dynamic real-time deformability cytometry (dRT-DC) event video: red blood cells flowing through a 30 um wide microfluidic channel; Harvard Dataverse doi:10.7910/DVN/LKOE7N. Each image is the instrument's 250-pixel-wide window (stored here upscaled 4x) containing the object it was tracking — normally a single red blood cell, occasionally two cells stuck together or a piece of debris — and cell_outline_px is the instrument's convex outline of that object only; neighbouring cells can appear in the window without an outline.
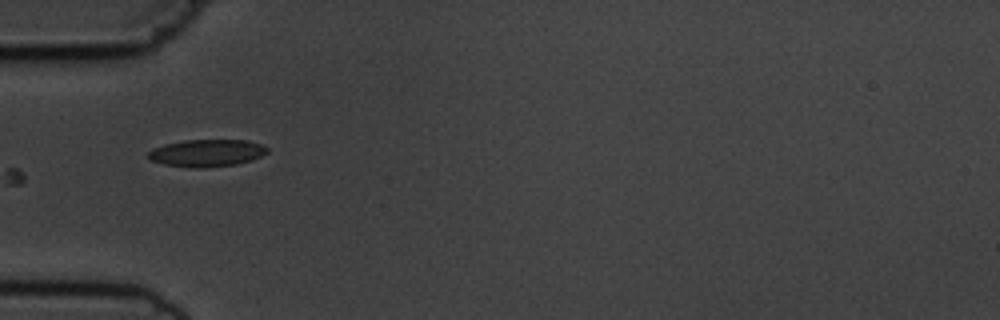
{"species": "common noctule bat (a hibernating species)", "species_latin": "Nyctalus noctula", "temperature_condition": "cold", "stored_images_in_passage": 9, "camera_frame_rate_fps": 3000, "um_per_image_px": 0.085, "animal": {"sex": "male", "body_mass_g": 19.5, "forearm_length_mm": 54.6}, "frame": {"image": 1, "passage_image": 7, "time_ms": 6.667, "image_size_px": [1000, 320], "cell_outline_px": [[268, 152], [252, 160], [236, 164], [204, 168], [192, 168], [164, 164], [148, 160], [148, 152], [152, 148], [164, 144], [184, 140], [248, 140], [260, 144], [268, 148]], "centroid_in_image_um": [17.54, 13.01], "position_along_channel_um": 67.5, "area_um2": 19.02}}
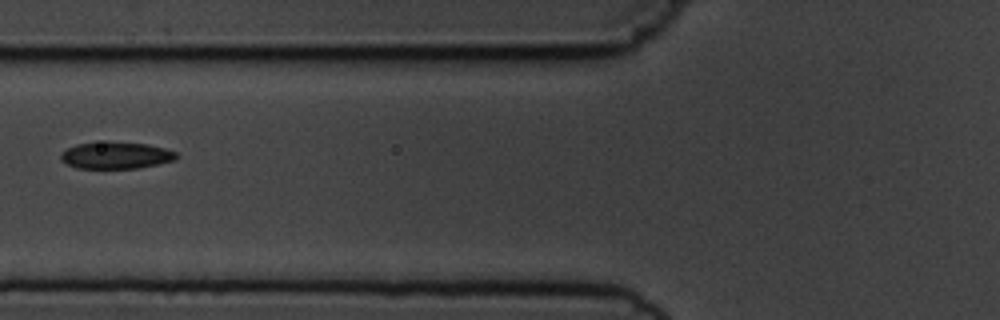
{"frame": {"image": 2, "passage_image": 8, "time_ms": 8.0, "image_size_px": [1000, 320], "cell_outline_px": [[180, 156], [176, 160], [140, 168], [76, 168], [60, 160], [60, 152], [76, 144], [108, 140], [148, 144], [164, 148], [176, 152]], "centroid_in_image_um": [9.86, 13.18], "position_along_channel_um": 115.9, "area_um2": 18.55}}
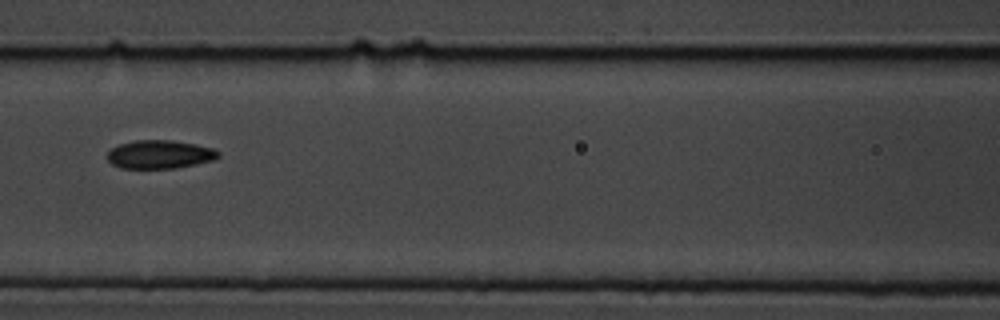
{"frame": {"image": 3, "passage_image": 9, "time_ms": 9.0, "image_size_px": [1000, 320], "cell_outline_px": [[220, 156], [212, 160], [196, 164], [176, 168], [120, 168], [112, 164], [108, 160], [108, 152], [112, 148], [120, 144], [136, 140], [172, 140], [196, 144], [212, 148], [220, 152]], "centroid_in_image_um": [13.59, 13.12], "position_along_channel_um": 153.0, "area_um2": 18.32}}